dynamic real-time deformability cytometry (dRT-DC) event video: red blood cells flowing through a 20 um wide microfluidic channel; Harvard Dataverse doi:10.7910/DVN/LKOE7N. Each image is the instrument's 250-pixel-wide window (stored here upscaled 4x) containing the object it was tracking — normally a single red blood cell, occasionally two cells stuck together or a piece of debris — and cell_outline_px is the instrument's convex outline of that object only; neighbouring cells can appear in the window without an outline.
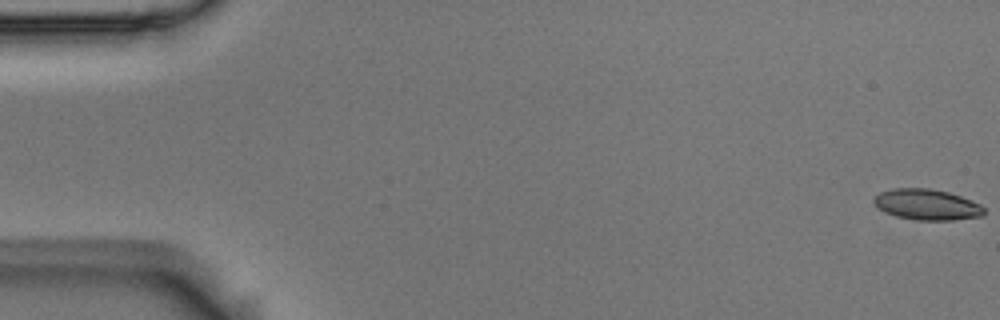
{"species": "Egyptian fruit bat (a non-hibernating species)", "species_latin": "Rousettus aegyptiacus", "temperature_condition": "room temperature", "stored_images_in_passage": 56, "camera_frame_rate_fps": 3000, "um_per_image_px": 0.085, "animal": {"sex": "male"}, "frame": {"image": 1, "passage_image": 1, "time_ms": 0.0, "image_size_px": [1000, 320], "cell_outline_px": [[984, 212], [980, 216], [952, 220], [916, 220], [896, 216], [880, 208], [872, 200], [880, 192], [892, 188], [928, 188], [948, 192], [960, 196], [980, 204], [984, 208]], "centroid_in_image_um": [78.79, 17.38], "position_along_channel_um": 6.2, "area_um2": 19.48}}
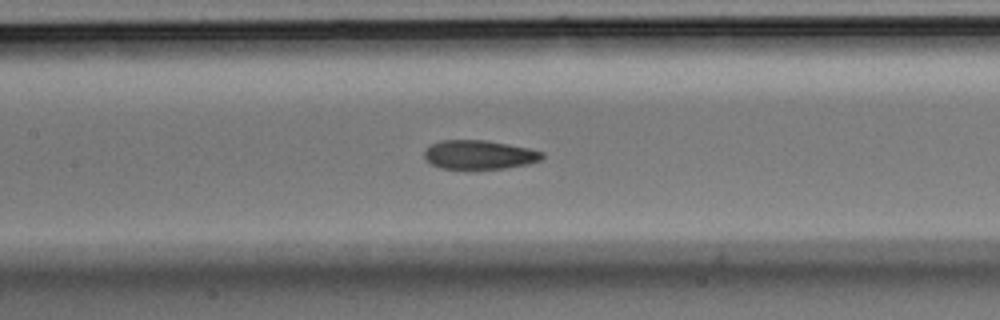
{"frame": {"image": 2, "passage_image": 26, "time_ms": 8.333, "image_size_px": [1000, 320], "cell_outline_px": [[544, 156], [540, 160], [528, 164], [504, 168], [464, 172], [440, 168], [432, 164], [424, 156], [424, 152], [432, 144], [440, 140], [488, 140], [528, 148], [544, 152]], "centroid_in_image_um": [40.72, 13.19], "position_along_channel_um": 166.7, "area_um2": 20.58}}
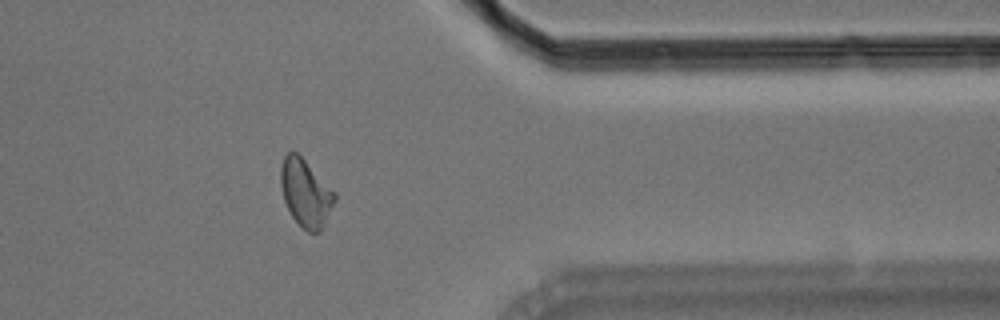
{"frame": {"image": 3, "passage_image": 45, "time_ms": 14.667, "image_size_px": [1000, 320], "cell_outline_px": [[336, 200], [320, 232], [308, 232], [292, 216], [284, 200], [280, 184], [280, 168], [284, 156], [288, 152], [296, 152], [336, 192]], "centroid_in_image_um": [25.98, 16.4], "position_along_channel_um": 385.4, "area_um2": 20.92}, "authors_computed_cell_mechanics": {"area_um2": 20.519, "velocity_mm_per_s": 3.6785, "shape_relaxation_time_tau1_ms": 8.857, "shape_relaxation_time_tau2_ms": 1.9835, "deformation_change_tau1": 0.2027, "deformation_change_tau2": 0.0749}}